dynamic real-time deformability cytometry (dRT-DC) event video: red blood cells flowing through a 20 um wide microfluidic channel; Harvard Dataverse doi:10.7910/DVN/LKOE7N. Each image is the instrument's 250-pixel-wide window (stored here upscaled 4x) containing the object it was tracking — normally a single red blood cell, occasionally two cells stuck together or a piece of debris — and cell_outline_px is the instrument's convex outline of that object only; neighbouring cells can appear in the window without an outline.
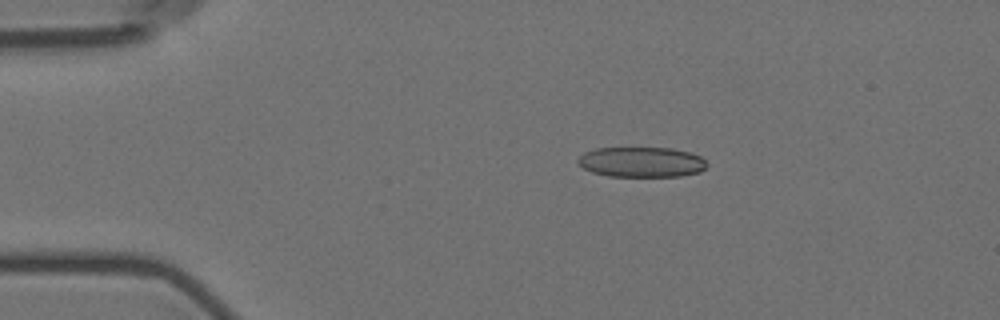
{"species": "Egyptian fruit bat (a non-hibernating species)", "species_latin": "Rousettus aegyptiacus", "temperature_condition": "room temperature", "stored_images_in_passage": 8, "camera_frame_rate_fps": 3000, "um_per_image_px": 0.085, "animal": {"sex": "female"}, "frame": {"image": 1, "passage_image": 3, "time_ms": 2.333, "image_size_px": [1000, 320], "cell_outline_px": [[708, 164], [700, 172], [680, 176], [608, 176], [592, 172], [584, 168], [576, 160], [584, 152], [596, 148], [672, 148], [692, 152], [700, 156]], "centroid_in_image_um": [54.54, 13.77], "position_along_channel_um": 30.5, "area_um2": 22.72}}
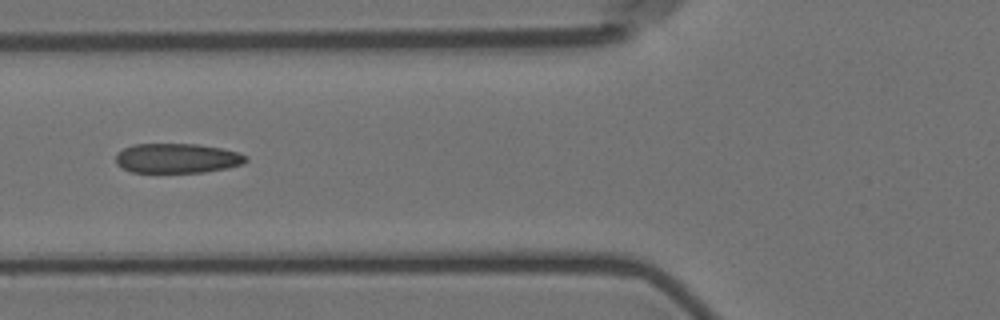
{"frame": {"image": 2, "passage_image": 6, "time_ms": 6.0, "image_size_px": [1000, 320], "cell_outline_px": [[248, 160], [244, 164], [228, 168], [204, 172], [132, 172], [116, 164], [116, 152], [132, 144], [200, 144], [240, 152], [248, 156]], "centroid_in_image_um": [15.09, 13.44], "position_along_channel_um": 110.7, "area_um2": 22.72}}
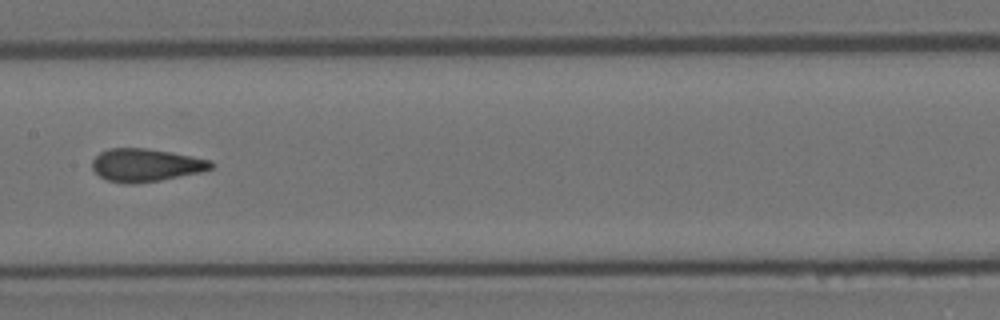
{"frame": {"image": 3, "passage_image": 8, "time_ms": 8.333, "image_size_px": [1000, 320], "cell_outline_px": [[216, 164], [212, 168], [200, 172], [160, 180], [136, 184], [128, 184], [108, 180], [100, 176], [92, 168], [92, 160], [100, 152], [108, 148], [144, 148], [172, 152], [212, 160]], "centroid_in_image_um": [12.41, 14.03], "position_along_channel_um": 195.0, "area_um2": 22.83}}